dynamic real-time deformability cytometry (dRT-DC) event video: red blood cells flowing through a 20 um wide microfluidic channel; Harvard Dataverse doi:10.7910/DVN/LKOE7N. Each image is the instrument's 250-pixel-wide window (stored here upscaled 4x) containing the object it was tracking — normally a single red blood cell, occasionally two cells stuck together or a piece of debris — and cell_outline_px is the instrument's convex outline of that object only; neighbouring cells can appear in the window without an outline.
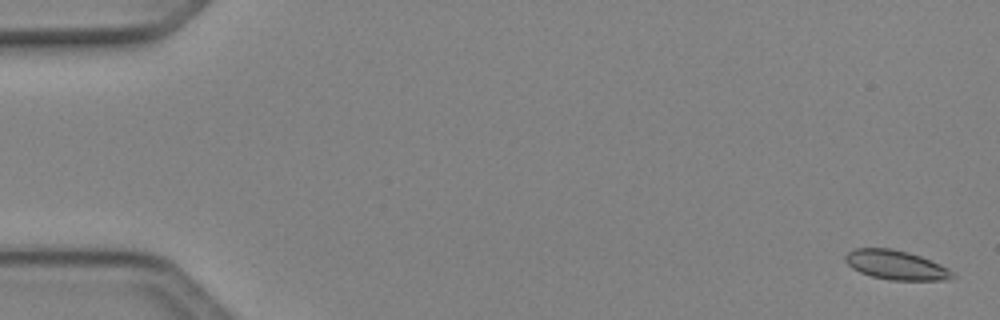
{"species": "Egyptian fruit bat (a non-hibernating species)", "species_latin": "Rousettus aegyptiacus", "temperature_condition": "cold", "stored_images_in_passage": 51, "camera_frame_rate_fps": 3000, "um_per_image_px": 0.085, "animal": {"sex": "female"}, "frame": {"image": 1, "passage_image": 1, "time_ms": 0.0, "image_size_px": [1000, 320], "cell_outline_px": [[956, 276], [952, 280], [888, 280], [872, 276], [860, 272], [852, 268], [844, 260], [844, 256], [848, 252], [856, 248], [888, 248], [908, 252], [920, 256], [940, 264], [956, 272]], "centroid_in_image_um": [76.2, 22.54], "position_along_channel_um": 8.8, "area_um2": 18.44}}
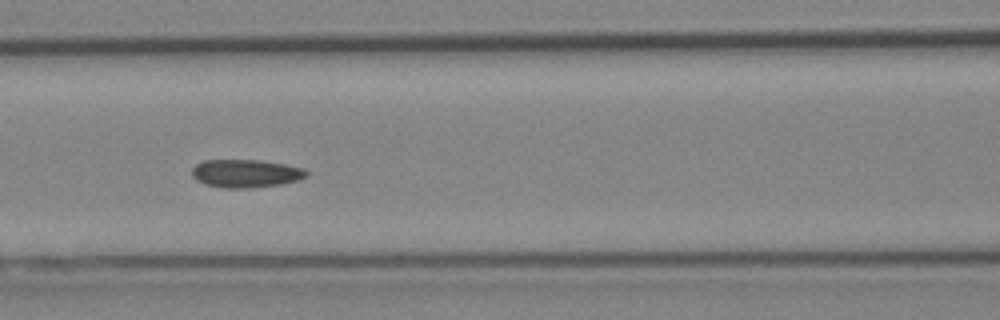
{"frame": {"image": 2, "passage_image": 22, "time_ms": 7.0, "image_size_px": [1000, 320], "cell_outline_px": [[308, 176], [300, 180], [280, 184], [248, 188], [224, 188], [204, 184], [196, 180], [192, 176], [192, 168], [196, 164], [204, 160], [256, 160], [284, 164], [304, 168], [308, 172]], "centroid_in_image_um": [20.89, 14.74], "position_along_channel_um": 145.7, "area_um2": 18.79}}
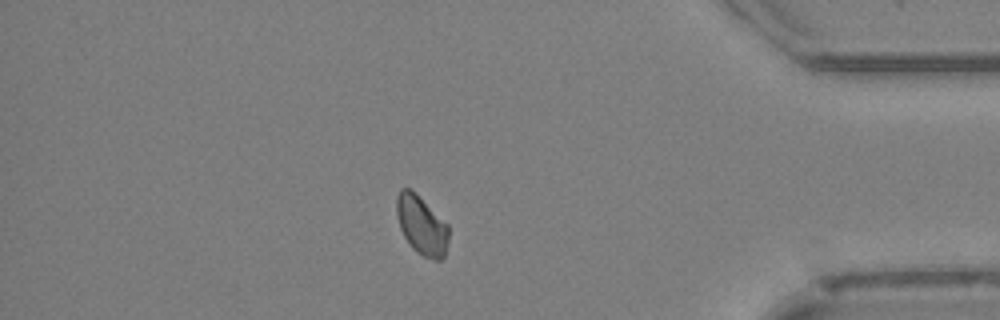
{"frame": {"image": 3, "passage_image": 43, "time_ms": 14.0, "image_size_px": [1000, 320], "cell_outline_px": [[448, 240], [444, 256], [440, 260], [432, 260], [416, 252], [412, 248], [404, 236], [400, 228], [396, 216], [396, 196], [400, 188], [408, 188], [416, 192], [448, 224]], "centroid_in_image_um": [35.82, 19.12], "position_along_channel_um": 399.4, "area_um2": 18.09}, "authors_computed_cell_mechanics": {"area_um2": 18.2648, "velocity_mm_per_s": 4.097, "shape_relaxation_time_tau1_ms": 6.2163, "shape_relaxation_time_tau2_ms": 7.0697, "deformation_change_tau1": 0.0943, "deformation_change_tau2": 0.0988}}